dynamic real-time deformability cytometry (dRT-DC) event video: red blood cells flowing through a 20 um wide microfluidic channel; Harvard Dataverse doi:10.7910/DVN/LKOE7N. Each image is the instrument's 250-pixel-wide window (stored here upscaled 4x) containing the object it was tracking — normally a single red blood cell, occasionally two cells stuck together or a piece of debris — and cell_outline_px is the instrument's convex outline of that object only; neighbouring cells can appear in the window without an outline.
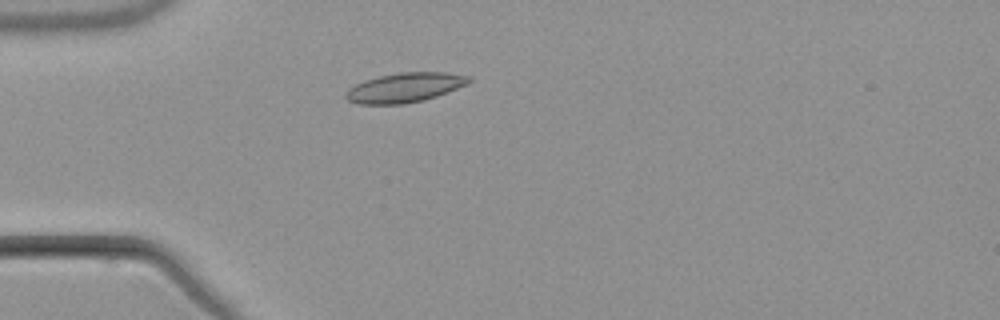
{"species": "common noctule bat (a hibernating species)", "species_latin": "Nyctalus noctula", "temperature_condition": "warm", "stored_images_in_passage": 2, "camera_frame_rate_fps": 3000, "um_per_image_px": 0.085, "animal": {"sex": "male", "body_mass_g": 21.5, "forearm_length_mm": 52.0}, "frame": {"image": 1, "passage_image": 2, "time_ms": 2.0, "image_size_px": [1000, 320], "cell_outline_px": [[472, 80], [468, 84], [436, 96], [424, 100], [404, 104], [360, 104], [348, 100], [344, 96], [344, 92], [348, 88], [364, 80], [380, 76], [400, 72], [448, 72], [472, 76]], "centroid_in_image_um": [34.42, 7.44], "position_along_channel_um": 50.6, "area_um2": 21.33}}